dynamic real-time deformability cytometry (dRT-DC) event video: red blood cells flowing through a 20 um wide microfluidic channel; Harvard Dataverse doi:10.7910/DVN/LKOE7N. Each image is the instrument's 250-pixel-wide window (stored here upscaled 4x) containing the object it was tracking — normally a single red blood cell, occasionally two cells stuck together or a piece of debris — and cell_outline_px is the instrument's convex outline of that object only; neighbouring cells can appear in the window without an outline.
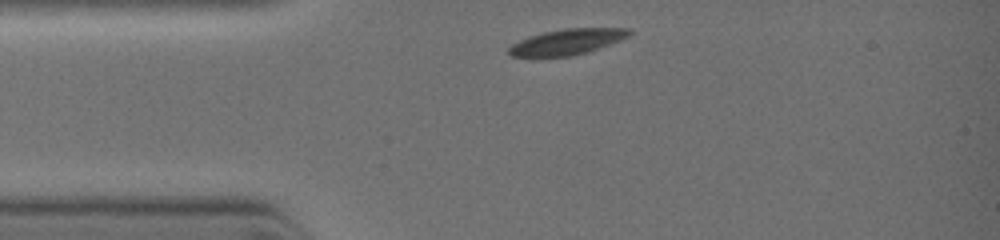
{"species": "common noctule bat (a hibernating species)", "species_latin": "Nyctalus noctula", "temperature_condition": "warm", "stored_images_in_passage": 8, "camera_frame_rate_fps": 3000, "um_per_image_px": 0.085, "animal": {"sex": "female", "body_mass_g": 19.0, "forearm_length_mm": 51.5}, "frame": {"image": 1, "passage_image": 1, "time_ms": 0.0, "image_size_px": [1000, 240], "cell_outline_px": [[632, 32], [628, 36], [608, 44], [572, 56], [512, 56], [508, 52], [508, 48], [512, 44], [528, 36], [544, 32], [564, 28], [628, 28]], "centroid_in_image_um": [48.16, 3.54], "position_along_channel_um": 36.8, "area_um2": 17.57}}
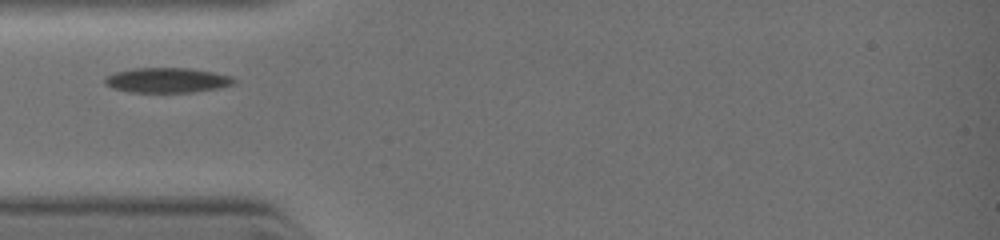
{"frame": {"image": 2, "passage_image": 5, "time_ms": 1.0, "image_size_px": [1000, 240], "cell_outline_px": [[236, 84], [220, 88], [196, 92], [132, 92], [112, 88], [104, 84], [104, 76], [116, 72], [132, 68], [188, 68], [212, 72], [232, 76], [236, 80]], "centroid_in_image_um": [14.21, 6.82], "position_along_channel_um": 70.8, "area_um2": 18.96}}